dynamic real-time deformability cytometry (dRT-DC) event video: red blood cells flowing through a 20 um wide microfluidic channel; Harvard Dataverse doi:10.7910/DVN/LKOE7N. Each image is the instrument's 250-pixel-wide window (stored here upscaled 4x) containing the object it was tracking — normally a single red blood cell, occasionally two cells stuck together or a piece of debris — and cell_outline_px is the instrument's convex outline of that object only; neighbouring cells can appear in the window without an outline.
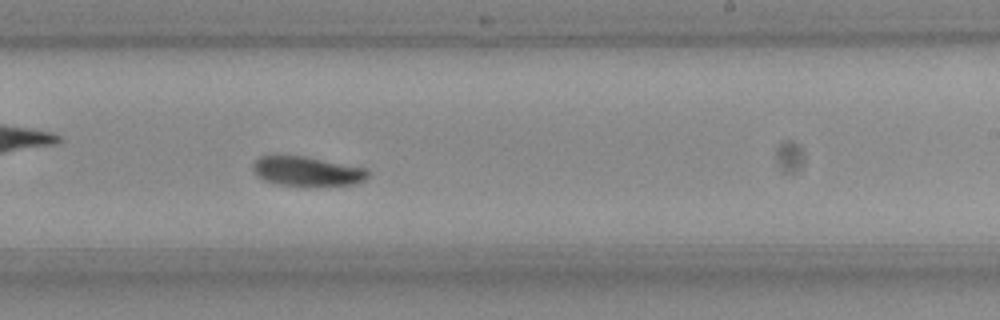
{"species": "Egyptian fruit bat (a non-hibernating species)", "species_latin": "Rousettus aegyptiacus", "temperature_condition": "room temperature", "stored_images_in_passage": 33, "camera_frame_rate_fps": 3000, "um_per_image_px": 0.085, "frame": {"image": 1, "passage_image": 24, "time_ms": 7.667, "image_size_px": [1000, 320], "cell_outline_px": [[368, 176], [364, 180], [356, 184], [312, 188], [304, 188], [276, 184], [264, 180], [256, 176], [252, 168], [252, 164], [260, 156], [276, 152], [304, 156], [368, 168]], "centroid_in_image_um": [26.05, 14.56], "position_along_channel_um": 263.0, "area_um2": 21.21}, "authors_computed_cell_mechanics": {"area_um2": 20.519, "velocity_mm_per_s": 3.7116, "shape_relaxation_time_tau1_ms": 2.3208, "shape_relaxation_time_tau2_ms": 4.3896, "deformation_change_tau1": 0.1216, "deformation_change_tau2": 0.0836}}